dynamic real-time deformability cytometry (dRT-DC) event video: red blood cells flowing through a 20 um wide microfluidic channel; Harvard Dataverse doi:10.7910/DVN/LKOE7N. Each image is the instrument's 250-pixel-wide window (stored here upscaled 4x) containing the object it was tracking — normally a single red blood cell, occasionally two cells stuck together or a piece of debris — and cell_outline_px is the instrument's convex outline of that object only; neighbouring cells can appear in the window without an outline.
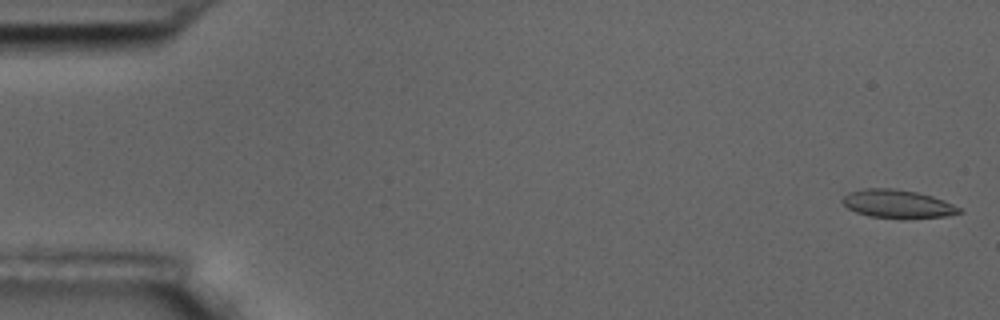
{"species": "common noctule bat (a hibernating species)", "species_latin": "Nyctalus noctula", "temperature_condition": "room temperature", "stored_images_in_passage": 55, "camera_frame_rate_fps": 3000, "um_per_image_px": 0.085, "animal": {"sex": "male", "body_mass_g": 17.5, "forearm_length_mm": 52.3}, "frame": {"image": 1, "passage_image": 1, "time_ms": 0.0, "image_size_px": [1000, 320], "cell_outline_px": [[964, 212], [948, 216], [868, 216], [856, 212], [848, 208], [840, 200], [848, 192], [864, 188], [892, 188], [916, 192], [932, 196], [944, 200], [960, 208]], "centroid_in_image_um": [76.25, 17.29], "position_along_channel_um": 8.7, "area_um2": 18.55}}
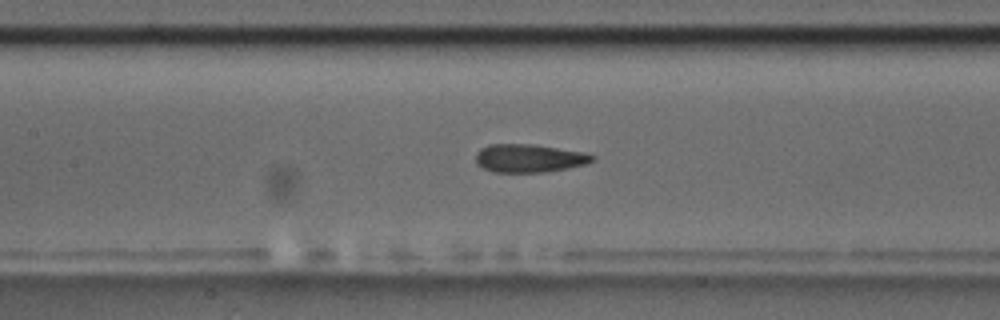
{"frame": {"image": 2, "passage_image": 25, "time_ms": 8.0, "image_size_px": [1000, 320], "cell_outline_px": [[596, 160], [584, 164], [568, 168], [548, 172], [492, 172], [476, 164], [476, 152], [480, 148], [488, 144], [532, 144], [584, 152], [596, 156]], "centroid_in_image_um": [44.97, 13.45], "position_along_channel_um": 162.4, "area_um2": 19.31}}
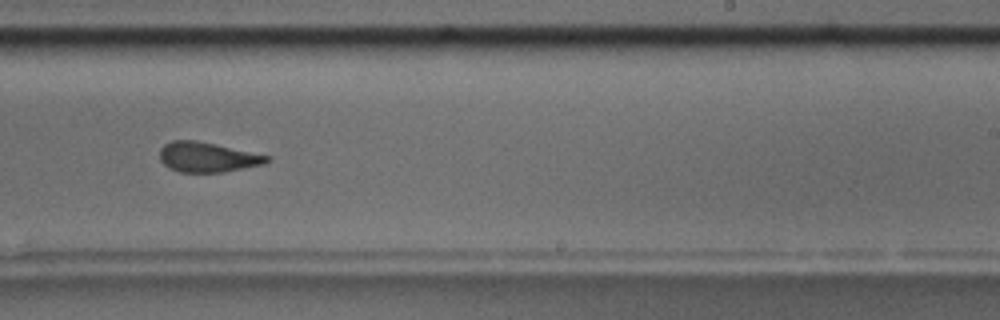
{"frame": {"image": 3, "passage_image": 34, "time_ms": 11.0, "image_size_px": [1000, 320], "cell_outline_px": [[272, 160], [264, 164], [224, 172], [180, 172], [168, 168], [160, 160], [160, 148], [164, 144], [172, 140], [196, 140], [216, 144], [272, 156]], "centroid_in_image_um": [17.65, 13.35], "position_along_channel_um": 271.3, "area_um2": 18.9}, "authors_computed_cell_mechanics": {"area_um2": 19.5942, "velocity_mm_per_s": 3.6505, "shape_relaxation_time_tau1_ms": null, "shape_relaxation_time_tau2_ms": 1.8787, "deformation_change_tau1": null, "deformation_change_tau2": 0.0811}}